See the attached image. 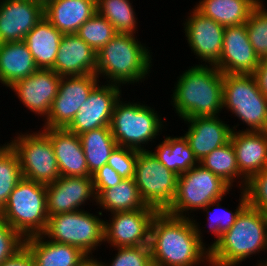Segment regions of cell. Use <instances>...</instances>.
I'll use <instances>...</instances> for the list:
<instances>
[{
	"mask_svg": "<svg viewBox=\"0 0 267 266\" xmlns=\"http://www.w3.org/2000/svg\"><path fill=\"white\" fill-rule=\"evenodd\" d=\"M158 212L150 229L153 266H210L208 245L204 243L201 223ZM207 246V247H206Z\"/></svg>",
	"mask_w": 267,
	"mask_h": 266,
	"instance_id": "1",
	"label": "cell"
},
{
	"mask_svg": "<svg viewBox=\"0 0 267 266\" xmlns=\"http://www.w3.org/2000/svg\"><path fill=\"white\" fill-rule=\"evenodd\" d=\"M223 76L215 65L200 62L177 76L170 104L179 119L220 116L223 111Z\"/></svg>",
	"mask_w": 267,
	"mask_h": 266,
	"instance_id": "2",
	"label": "cell"
},
{
	"mask_svg": "<svg viewBox=\"0 0 267 266\" xmlns=\"http://www.w3.org/2000/svg\"><path fill=\"white\" fill-rule=\"evenodd\" d=\"M149 49L136 35L117 33L97 52L96 76L121 87L144 83L153 66Z\"/></svg>",
	"mask_w": 267,
	"mask_h": 266,
	"instance_id": "3",
	"label": "cell"
},
{
	"mask_svg": "<svg viewBox=\"0 0 267 266\" xmlns=\"http://www.w3.org/2000/svg\"><path fill=\"white\" fill-rule=\"evenodd\" d=\"M262 251L267 253V216L247 205L209 249L210 266H238Z\"/></svg>",
	"mask_w": 267,
	"mask_h": 266,
	"instance_id": "4",
	"label": "cell"
},
{
	"mask_svg": "<svg viewBox=\"0 0 267 266\" xmlns=\"http://www.w3.org/2000/svg\"><path fill=\"white\" fill-rule=\"evenodd\" d=\"M120 97L112 113L110 130L118 146L138 151L148 150L156 137L166 129V118L146 102H132ZM144 103V104H143ZM165 127V128H164ZM163 129V130H162ZM151 142V144L149 143Z\"/></svg>",
	"mask_w": 267,
	"mask_h": 266,
	"instance_id": "5",
	"label": "cell"
},
{
	"mask_svg": "<svg viewBox=\"0 0 267 266\" xmlns=\"http://www.w3.org/2000/svg\"><path fill=\"white\" fill-rule=\"evenodd\" d=\"M0 217L24 238L42 234L49 217L46 185L22 178L9 195Z\"/></svg>",
	"mask_w": 267,
	"mask_h": 266,
	"instance_id": "6",
	"label": "cell"
},
{
	"mask_svg": "<svg viewBox=\"0 0 267 266\" xmlns=\"http://www.w3.org/2000/svg\"><path fill=\"white\" fill-rule=\"evenodd\" d=\"M231 189L220 177L198 164L178 176L174 200L165 212L175 217L192 218L190 215L210 202L225 199Z\"/></svg>",
	"mask_w": 267,
	"mask_h": 266,
	"instance_id": "7",
	"label": "cell"
},
{
	"mask_svg": "<svg viewBox=\"0 0 267 266\" xmlns=\"http://www.w3.org/2000/svg\"><path fill=\"white\" fill-rule=\"evenodd\" d=\"M225 109L247 126L242 131H267V98L253 74H224Z\"/></svg>",
	"mask_w": 267,
	"mask_h": 266,
	"instance_id": "8",
	"label": "cell"
},
{
	"mask_svg": "<svg viewBox=\"0 0 267 266\" xmlns=\"http://www.w3.org/2000/svg\"><path fill=\"white\" fill-rule=\"evenodd\" d=\"M79 210L60 213L48 217L45 231L42 235L49 241L68 244L79 248L87 256L104 244L103 214Z\"/></svg>",
	"mask_w": 267,
	"mask_h": 266,
	"instance_id": "9",
	"label": "cell"
},
{
	"mask_svg": "<svg viewBox=\"0 0 267 266\" xmlns=\"http://www.w3.org/2000/svg\"><path fill=\"white\" fill-rule=\"evenodd\" d=\"M32 132H15L7 143L18 156L23 178L47 185L61 176L56 156L49 138L41 130Z\"/></svg>",
	"mask_w": 267,
	"mask_h": 266,
	"instance_id": "10",
	"label": "cell"
},
{
	"mask_svg": "<svg viewBox=\"0 0 267 266\" xmlns=\"http://www.w3.org/2000/svg\"><path fill=\"white\" fill-rule=\"evenodd\" d=\"M178 176L166 169L150 150L138 151L134 181L147 206L165 212L174 200Z\"/></svg>",
	"mask_w": 267,
	"mask_h": 266,
	"instance_id": "11",
	"label": "cell"
},
{
	"mask_svg": "<svg viewBox=\"0 0 267 266\" xmlns=\"http://www.w3.org/2000/svg\"><path fill=\"white\" fill-rule=\"evenodd\" d=\"M101 82L96 74L63 76L42 128H67L90 92Z\"/></svg>",
	"mask_w": 267,
	"mask_h": 266,
	"instance_id": "12",
	"label": "cell"
},
{
	"mask_svg": "<svg viewBox=\"0 0 267 266\" xmlns=\"http://www.w3.org/2000/svg\"><path fill=\"white\" fill-rule=\"evenodd\" d=\"M156 209H136L110 213L104 220V245L111 248L149 245ZM107 241V242H106Z\"/></svg>",
	"mask_w": 267,
	"mask_h": 266,
	"instance_id": "13",
	"label": "cell"
},
{
	"mask_svg": "<svg viewBox=\"0 0 267 266\" xmlns=\"http://www.w3.org/2000/svg\"><path fill=\"white\" fill-rule=\"evenodd\" d=\"M189 11L182 23L188 46L202 65H216L222 53L225 27L195 7Z\"/></svg>",
	"mask_w": 267,
	"mask_h": 266,
	"instance_id": "14",
	"label": "cell"
},
{
	"mask_svg": "<svg viewBox=\"0 0 267 266\" xmlns=\"http://www.w3.org/2000/svg\"><path fill=\"white\" fill-rule=\"evenodd\" d=\"M103 82L101 81L82 103L73 121L66 128L69 132L80 135L86 131L110 126L115 104L123 94L121 86Z\"/></svg>",
	"mask_w": 267,
	"mask_h": 266,
	"instance_id": "15",
	"label": "cell"
},
{
	"mask_svg": "<svg viewBox=\"0 0 267 266\" xmlns=\"http://www.w3.org/2000/svg\"><path fill=\"white\" fill-rule=\"evenodd\" d=\"M52 69H38L31 76L13 83L9 88L24 107L43 120L48 116L61 82Z\"/></svg>",
	"mask_w": 267,
	"mask_h": 266,
	"instance_id": "16",
	"label": "cell"
},
{
	"mask_svg": "<svg viewBox=\"0 0 267 266\" xmlns=\"http://www.w3.org/2000/svg\"><path fill=\"white\" fill-rule=\"evenodd\" d=\"M46 201L49 216L83 210L88 201L96 205L92 177L60 176L46 185Z\"/></svg>",
	"mask_w": 267,
	"mask_h": 266,
	"instance_id": "17",
	"label": "cell"
},
{
	"mask_svg": "<svg viewBox=\"0 0 267 266\" xmlns=\"http://www.w3.org/2000/svg\"><path fill=\"white\" fill-rule=\"evenodd\" d=\"M260 63L251 45L246 24L227 26L224 31L222 53L215 67L223 74H254Z\"/></svg>",
	"mask_w": 267,
	"mask_h": 266,
	"instance_id": "18",
	"label": "cell"
},
{
	"mask_svg": "<svg viewBox=\"0 0 267 266\" xmlns=\"http://www.w3.org/2000/svg\"><path fill=\"white\" fill-rule=\"evenodd\" d=\"M44 17V5L34 0H0V43L22 42Z\"/></svg>",
	"mask_w": 267,
	"mask_h": 266,
	"instance_id": "19",
	"label": "cell"
},
{
	"mask_svg": "<svg viewBox=\"0 0 267 266\" xmlns=\"http://www.w3.org/2000/svg\"><path fill=\"white\" fill-rule=\"evenodd\" d=\"M219 116L195 117L184 119L188 130L184 138L188 141L193 154L198 162L230 141L233 130L240 124L231 126Z\"/></svg>",
	"mask_w": 267,
	"mask_h": 266,
	"instance_id": "20",
	"label": "cell"
},
{
	"mask_svg": "<svg viewBox=\"0 0 267 266\" xmlns=\"http://www.w3.org/2000/svg\"><path fill=\"white\" fill-rule=\"evenodd\" d=\"M51 141L61 176L92 177L80 138L66 128H39Z\"/></svg>",
	"mask_w": 267,
	"mask_h": 266,
	"instance_id": "21",
	"label": "cell"
},
{
	"mask_svg": "<svg viewBox=\"0 0 267 266\" xmlns=\"http://www.w3.org/2000/svg\"><path fill=\"white\" fill-rule=\"evenodd\" d=\"M96 55L76 33L63 34L52 70L61 77L96 74Z\"/></svg>",
	"mask_w": 267,
	"mask_h": 266,
	"instance_id": "22",
	"label": "cell"
},
{
	"mask_svg": "<svg viewBox=\"0 0 267 266\" xmlns=\"http://www.w3.org/2000/svg\"><path fill=\"white\" fill-rule=\"evenodd\" d=\"M230 141L239 171L247 180L267 167V131L233 130Z\"/></svg>",
	"mask_w": 267,
	"mask_h": 266,
	"instance_id": "23",
	"label": "cell"
},
{
	"mask_svg": "<svg viewBox=\"0 0 267 266\" xmlns=\"http://www.w3.org/2000/svg\"><path fill=\"white\" fill-rule=\"evenodd\" d=\"M95 13L96 0H50L44 5V17L62 34L77 33Z\"/></svg>",
	"mask_w": 267,
	"mask_h": 266,
	"instance_id": "24",
	"label": "cell"
},
{
	"mask_svg": "<svg viewBox=\"0 0 267 266\" xmlns=\"http://www.w3.org/2000/svg\"><path fill=\"white\" fill-rule=\"evenodd\" d=\"M24 246L36 266H77L87 257L79 248L49 241L42 234L26 237Z\"/></svg>",
	"mask_w": 267,
	"mask_h": 266,
	"instance_id": "25",
	"label": "cell"
},
{
	"mask_svg": "<svg viewBox=\"0 0 267 266\" xmlns=\"http://www.w3.org/2000/svg\"><path fill=\"white\" fill-rule=\"evenodd\" d=\"M38 70L28 46L22 42L0 43V83L6 88Z\"/></svg>",
	"mask_w": 267,
	"mask_h": 266,
	"instance_id": "26",
	"label": "cell"
},
{
	"mask_svg": "<svg viewBox=\"0 0 267 266\" xmlns=\"http://www.w3.org/2000/svg\"><path fill=\"white\" fill-rule=\"evenodd\" d=\"M63 34L45 17L24 37L38 69H52Z\"/></svg>",
	"mask_w": 267,
	"mask_h": 266,
	"instance_id": "27",
	"label": "cell"
},
{
	"mask_svg": "<svg viewBox=\"0 0 267 266\" xmlns=\"http://www.w3.org/2000/svg\"><path fill=\"white\" fill-rule=\"evenodd\" d=\"M256 5L253 0H199L194 7L227 27L246 23Z\"/></svg>",
	"mask_w": 267,
	"mask_h": 266,
	"instance_id": "28",
	"label": "cell"
},
{
	"mask_svg": "<svg viewBox=\"0 0 267 266\" xmlns=\"http://www.w3.org/2000/svg\"><path fill=\"white\" fill-rule=\"evenodd\" d=\"M99 212L113 213L118 211H132L136 209H154L142 200L134 178H124L112 188L104 189L96 197ZM108 212V213H107Z\"/></svg>",
	"mask_w": 267,
	"mask_h": 266,
	"instance_id": "29",
	"label": "cell"
},
{
	"mask_svg": "<svg viewBox=\"0 0 267 266\" xmlns=\"http://www.w3.org/2000/svg\"><path fill=\"white\" fill-rule=\"evenodd\" d=\"M150 151L166 169L177 175L199 164L183 135L173 137L168 135L162 142H158L155 150L150 149Z\"/></svg>",
	"mask_w": 267,
	"mask_h": 266,
	"instance_id": "30",
	"label": "cell"
},
{
	"mask_svg": "<svg viewBox=\"0 0 267 266\" xmlns=\"http://www.w3.org/2000/svg\"><path fill=\"white\" fill-rule=\"evenodd\" d=\"M78 136L82 144L89 174L92 176L104 164H107L111 153L118 144L112 136L110 126L86 131Z\"/></svg>",
	"mask_w": 267,
	"mask_h": 266,
	"instance_id": "31",
	"label": "cell"
},
{
	"mask_svg": "<svg viewBox=\"0 0 267 266\" xmlns=\"http://www.w3.org/2000/svg\"><path fill=\"white\" fill-rule=\"evenodd\" d=\"M199 164L216 174L231 188L235 187L234 185L237 182L236 187H239L240 190L244 189L247 179L239 171L235 150L231 141L214 149L211 153L205 156Z\"/></svg>",
	"mask_w": 267,
	"mask_h": 266,
	"instance_id": "32",
	"label": "cell"
},
{
	"mask_svg": "<svg viewBox=\"0 0 267 266\" xmlns=\"http://www.w3.org/2000/svg\"><path fill=\"white\" fill-rule=\"evenodd\" d=\"M132 4V0H96L97 13L107 19L117 33L136 35L139 20Z\"/></svg>",
	"mask_w": 267,
	"mask_h": 266,
	"instance_id": "33",
	"label": "cell"
},
{
	"mask_svg": "<svg viewBox=\"0 0 267 266\" xmlns=\"http://www.w3.org/2000/svg\"><path fill=\"white\" fill-rule=\"evenodd\" d=\"M238 193L241 194L239 195V202L234 211L221 206L223 199L210 202L201 210V213L203 211V213L205 212L207 214L206 221L209 225L207 233L210 232L214 235V241L210 243L211 245L209 243L207 244L208 249L216 244L225 231L231 228V226L235 223L237 216L248 205L244 190H240Z\"/></svg>",
	"mask_w": 267,
	"mask_h": 266,
	"instance_id": "34",
	"label": "cell"
},
{
	"mask_svg": "<svg viewBox=\"0 0 267 266\" xmlns=\"http://www.w3.org/2000/svg\"><path fill=\"white\" fill-rule=\"evenodd\" d=\"M22 178L18 156L6 141L0 146V212Z\"/></svg>",
	"mask_w": 267,
	"mask_h": 266,
	"instance_id": "35",
	"label": "cell"
},
{
	"mask_svg": "<svg viewBox=\"0 0 267 266\" xmlns=\"http://www.w3.org/2000/svg\"><path fill=\"white\" fill-rule=\"evenodd\" d=\"M76 34L97 53L117 32L107 19L95 13L80 26Z\"/></svg>",
	"mask_w": 267,
	"mask_h": 266,
	"instance_id": "36",
	"label": "cell"
},
{
	"mask_svg": "<svg viewBox=\"0 0 267 266\" xmlns=\"http://www.w3.org/2000/svg\"><path fill=\"white\" fill-rule=\"evenodd\" d=\"M245 24L256 55L260 59L267 57V9L264 3L255 6Z\"/></svg>",
	"mask_w": 267,
	"mask_h": 266,
	"instance_id": "37",
	"label": "cell"
},
{
	"mask_svg": "<svg viewBox=\"0 0 267 266\" xmlns=\"http://www.w3.org/2000/svg\"><path fill=\"white\" fill-rule=\"evenodd\" d=\"M113 249L117 254L115 252V256L108 263L99 260L101 266H153L149 245Z\"/></svg>",
	"mask_w": 267,
	"mask_h": 266,
	"instance_id": "38",
	"label": "cell"
},
{
	"mask_svg": "<svg viewBox=\"0 0 267 266\" xmlns=\"http://www.w3.org/2000/svg\"><path fill=\"white\" fill-rule=\"evenodd\" d=\"M243 190L248 205L267 216V167L252 175Z\"/></svg>",
	"mask_w": 267,
	"mask_h": 266,
	"instance_id": "39",
	"label": "cell"
},
{
	"mask_svg": "<svg viewBox=\"0 0 267 266\" xmlns=\"http://www.w3.org/2000/svg\"><path fill=\"white\" fill-rule=\"evenodd\" d=\"M138 150L117 146L111 153L107 164L123 179L134 178L135 163Z\"/></svg>",
	"mask_w": 267,
	"mask_h": 266,
	"instance_id": "40",
	"label": "cell"
},
{
	"mask_svg": "<svg viewBox=\"0 0 267 266\" xmlns=\"http://www.w3.org/2000/svg\"><path fill=\"white\" fill-rule=\"evenodd\" d=\"M25 238L0 217V265L24 247Z\"/></svg>",
	"mask_w": 267,
	"mask_h": 266,
	"instance_id": "41",
	"label": "cell"
},
{
	"mask_svg": "<svg viewBox=\"0 0 267 266\" xmlns=\"http://www.w3.org/2000/svg\"><path fill=\"white\" fill-rule=\"evenodd\" d=\"M92 180L97 197L104 189L112 188L119 184L123 178L108 164H104L92 174Z\"/></svg>",
	"mask_w": 267,
	"mask_h": 266,
	"instance_id": "42",
	"label": "cell"
},
{
	"mask_svg": "<svg viewBox=\"0 0 267 266\" xmlns=\"http://www.w3.org/2000/svg\"><path fill=\"white\" fill-rule=\"evenodd\" d=\"M0 266H36V265L31 253L24 246L13 257L5 260Z\"/></svg>",
	"mask_w": 267,
	"mask_h": 266,
	"instance_id": "43",
	"label": "cell"
},
{
	"mask_svg": "<svg viewBox=\"0 0 267 266\" xmlns=\"http://www.w3.org/2000/svg\"><path fill=\"white\" fill-rule=\"evenodd\" d=\"M253 75L261 93L267 98V57L260 59L259 66Z\"/></svg>",
	"mask_w": 267,
	"mask_h": 266,
	"instance_id": "44",
	"label": "cell"
},
{
	"mask_svg": "<svg viewBox=\"0 0 267 266\" xmlns=\"http://www.w3.org/2000/svg\"><path fill=\"white\" fill-rule=\"evenodd\" d=\"M95 256H87L77 266H101L99 259L94 258Z\"/></svg>",
	"mask_w": 267,
	"mask_h": 266,
	"instance_id": "45",
	"label": "cell"
},
{
	"mask_svg": "<svg viewBox=\"0 0 267 266\" xmlns=\"http://www.w3.org/2000/svg\"><path fill=\"white\" fill-rule=\"evenodd\" d=\"M255 266H267V258L265 257V260H264V258L261 259L260 257V260H257V263Z\"/></svg>",
	"mask_w": 267,
	"mask_h": 266,
	"instance_id": "46",
	"label": "cell"
},
{
	"mask_svg": "<svg viewBox=\"0 0 267 266\" xmlns=\"http://www.w3.org/2000/svg\"><path fill=\"white\" fill-rule=\"evenodd\" d=\"M34 1L39 2V3L43 4V5H45L50 0H34Z\"/></svg>",
	"mask_w": 267,
	"mask_h": 266,
	"instance_id": "47",
	"label": "cell"
},
{
	"mask_svg": "<svg viewBox=\"0 0 267 266\" xmlns=\"http://www.w3.org/2000/svg\"><path fill=\"white\" fill-rule=\"evenodd\" d=\"M256 4H262L264 0H253Z\"/></svg>",
	"mask_w": 267,
	"mask_h": 266,
	"instance_id": "48",
	"label": "cell"
}]
</instances>
